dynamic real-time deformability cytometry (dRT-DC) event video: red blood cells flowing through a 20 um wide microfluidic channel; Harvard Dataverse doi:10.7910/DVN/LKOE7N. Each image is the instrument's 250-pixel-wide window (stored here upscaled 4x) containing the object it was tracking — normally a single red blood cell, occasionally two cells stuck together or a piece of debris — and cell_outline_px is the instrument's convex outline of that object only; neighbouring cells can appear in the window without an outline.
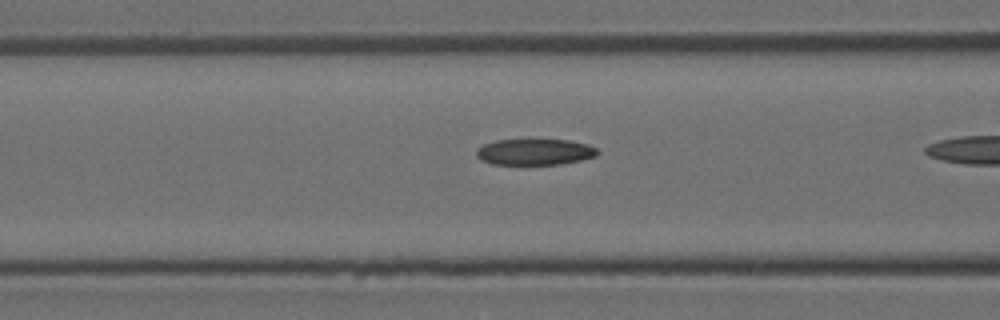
{"species": "Egyptian fruit bat (a non-hibernating species)", "species_latin": "Rousettus aegyptiacus", "temperature_condition": "room temperature", "stored_images_in_passage": 27, "camera_frame_rate_fps": 3000, "um_per_image_px": 0.085, "animal": {"sex": "female"}, "frame": {"image": 1, "passage_image": 10, "time_ms": 3.0, "image_size_px": [1000, 320], "cell_outline_px": [[600, 152], [596, 156], [580, 160], [560, 164], [492, 164], [476, 156], [476, 148], [484, 144], [496, 140], [568, 140], [588, 144], [596, 148]], "centroid_in_image_um": [45.47, 12.91], "position_along_channel_um": 121.1, "area_um2": 18.32}}
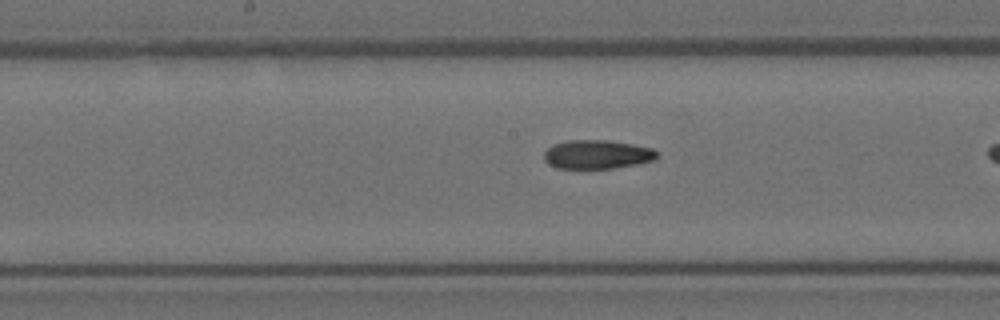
{"frame": {"image": 2, "passage_image": 15, "time_ms": 4.667, "image_size_px": [1000, 320], "cell_outline_px": [[660, 156], [656, 160], [636, 164], [612, 168], [556, 168], [548, 164], [544, 160], [544, 152], [552, 144], [568, 140], [608, 140], [632, 144], [652, 148]], "centroid_in_image_um": [50.75, 13.12], "position_along_channel_um": 197.4, "area_um2": 19.07}}
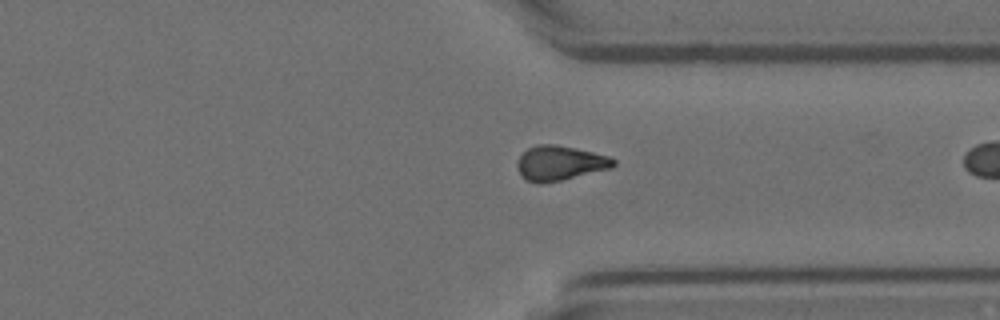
{"frame": {"image": 3, "passage_image": 26, "time_ms": 8.333, "image_size_px": [1000, 320], "cell_outline_px": [[616, 164], [612, 168], [560, 180], [540, 184], [536, 184], [524, 180], [520, 176], [516, 168], [516, 164], [520, 156], [528, 148], [536, 144], [556, 144], [576, 148], [608, 156], [616, 160]], "centroid_in_image_um": [47.55, 13.87], "position_along_channel_um": 363.9, "area_um2": 19.65}}